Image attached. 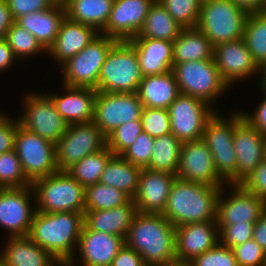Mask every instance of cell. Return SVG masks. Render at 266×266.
Returning a JSON list of instances; mask_svg holds the SVG:
<instances>
[{"instance_id": "cell-63", "label": "cell", "mask_w": 266, "mask_h": 266, "mask_svg": "<svg viewBox=\"0 0 266 266\" xmlns=\"http://www.w3.org/2000/svg\"><path fill=\"white\" fill-rule=\"evenodd\" d=\"M58 266H69L67 263H60Z\"/></svg>"}, {"instance_id": "cell-13", "label": "cell", "mask_w": 266, "mask_h": 266, "mask_svg": "<svg viewBox=\"0 0 266 266\" xmlns=\"http://www.w3.org/2000/svg\"><path fill=\"white\" fill-rule=\"evenodd\" d=\"M215 111L206 101L180 93L168 107L171 133L182 143L201 140Z\"/></svg>"}, {"instance_id": "cell-24", "label": "cell", "mask_w": 266, "mask_h": 266, "mask_svg": "<svg viewBox=\"0 0 266 266\" xmlns=\"http://www.w3.org/2000/svg\"><path fill=\"white\" fill-rule=\"evenodd\" d=\"M100 32L90 25L75 22L65 17L53 44L47 49L48 55L61 66L85 48Z\"/></svg>"}, {"instance_id": "cell-35", "label": "cell", "mask_w": 266, "mask_h": 266, "mask_svg": "<svg viewBox=\"0 0 266 266\" xmlns=\"http://www.w3.org/2000/svg\"><path fill=\"white\" fill-rule=\"evenodd\" d=\"M182 142L172 133L154 139L152 156L148 169L177 173Z\"/></svg>"}, {"instance_id": "cell-60", "label": "cell", "mask_w": 266, "mask_h": 266, "mask_svg": "<svg viewBox=\"0 0 266 266\" xmlns=\"http://www.w3.org/2000/svg\"><path fill=\"white\" fill-rule=\"evenodd\" d=\"M200 5H204L206 3L212 2L214 0H197Z\"/></svg>"}, {"instance_id": "cell-16", "label": "cell", "mask_w": 266, "mask_h": 266, "mask_svg": "<svg viewBox=\"0 0 266 266\" xmlns=\"http://www.w3.org/2000/svg\"><path fill=\"white\" fill-rule=\"evenodd\" d=\"M227 186L231 188V195L223 198L225 196L223 190H226ZM265 209L266 201L264 199L245 191L239 184H226V186H222L217 198L216 222L217 225L255 223Z\"/></svg>"}, {"instance_id": "cell-58", "label": "cell", "mask_w": 266, "mask_h": 266, "mask_svg": "<svg viewBox=\"0 0 266 266\" xmlns=\"http://www.w3.org/2000/svg\"><path fill=\"white\" fill-rule=\"evenodd\" d=\"M54 5L65 6L69 0H51Z\"/></svg>"}, {"instance_id": "cell-17", "label": "cell", "mask_w": 266, "mask_h": 266, "mask_svg": "<svg viewBox=\"0 0 266 266\" xmlns=\"http://www.w3.org/2000/svg\"><path fill=\"white\" fill-rule=\"evenodd\" d=\"M177 178L222 187L226 183L218 176L209 148L201 139L182 143Z\"/></svg>"}, {"instance_id": "cell-3", "label": "cell", "mask_w": 266, "mask_h": 266, "mask_svg": "<svg viewBox=\"0 0 266 266\" xmlns=\"http://www.w3.org/2000/svg\"><path fill=\"white\" fill-rule=\"evenodd\" d=\"M221 188L176 178L162 214L175 227L216 220Z\"/></svg>"}, {"instance_id": "cell-36", "label": "cell", "mask_w": 266, "mask_h": 266, "mask_svg": "<svg viewBox=\"0 0 266 266\" xmlns=\"http://www.w3.org/2000/svg\"><path fill=\"white\" fill-rule=\"evenodd\" d=\"M114 153L108 148L90 154L66 170L84 188L99 183L101 174Z\"/></svg>"}, {"instance_id": "cell-34", "label": "cell", "mask_w": 266, "mask_h": 266, "mask_svg": "<svg viewBox=\"0 0 266 266\" xmlns=\"http://www.w3.org/2000/svg\"><path fill=\"white\" fill-rule=\"evenodd\" d=\"M182 29L183 27L172 18L159 0H155L149 9L142 29L135 37L173 41Z\"/></svg>"}, {"instance_id": "cell-32", "label": "cell", "mask_w": 266, "mask_h": 266, "mask_svg": "<svg viewBox=\"0 0 266 266\" xmlns=\"http://www.w3.org/2000/svg\"><path fill=\"white\" fill-rule=\"evenodd\" d=\"M141 168L132 165L121 155H113L101 174L99 183L123 191L133 199L138 190Z\"/></svg>"}, {"instance_id": "cell-31", "label": "cell", "mask_w": 266, "mask_h": 266, "mask_svg": "<svg viewBox=\"0 0 266 266\" xmlns=\"http://www.w3.org/2000/svg\"><path fill=\"white\" fill-rule=\"evenodd\" d=\"M214 46L198 28H183L173 40V65L213 58Z\"/></svg>"}, {"instance_id": "cell-61", "label": "cell", "mask_w": 266, "mask_h": 266, "mask_svg": "<svg viewBox=\"0 0 266 266\" xmlns=\"http://www.w3.org/2000/svg\"><path fill=\"white\" fill-rule=\"evenodd\" d=\"M261 13L266 14V0H264V4L261 10Z\"/></svg>"}, {"instance_id": "cell-40", "label": "cell", "mask_w": 266, "mask_h": 266, "mask_svg": "<svg viewBox=\"0 0 266 266\" xmlns=\"http://www.w3.org/2000/svg\"><path fill=\"white\" fill-rule=\"evenodd\" d=\"M31 185L15 150L0 154V188H23Z\"/></svg>"}, {"instance_id": "cell-53", "label": "cell", "mask_w": 266, "mask_h": 266, "mask_svg": "<svg viewBox=\"0 0 266 266\" xmlns=\"http://www.w3.org/2000/svg\"><path fill=\"white\" fill-rule=\"evenodd\" d=\"M15 22L7 0H0V39H4L11 25Z\"/></svg>"}, {"instance_id": "cell-49", "label": "cell", "mask_w": 266, "mask_h": 266, "mask_svg": "<svg viewBox=\"0 0 266 266\" xmlns=\"http://www.w3.org/2000/svg\"><path fill=\"white\" fill-rule=\"evenodd\" d=\"M19 121L11 119L10 116L0 113V154L14 149L15 136Z\"/></svg>"}, {"instance_id": "cell-39", "label": "cell", "mask_w": 266, "mask_h": 266, "mask_svg": "<svg viewBox=\"0 0 266 266\" xmlns=\"http://www.w3.org/2000/svg\"><path fill=\"white\" fill-rule=\"evenodd\" d=\"M4 40L11 47L14 55L19 60L28 57L32 58V56L37 55L38 52H47L35 36L15 22L9 28Z\"/></svg>"}, {"instance_id": "cell-12", "label": "cell", "mask_w": 266, "mask_h": 266, "mask_svg": "<svg viewBox=\"0 0 266 266\" xmlns=\"http://www.w3.org/2000/svg\"><path fill=\"white\" fill-rule=\"evenodd\" d=\"M24 99V110L22 116L18 117L20 126L56 144L69 125L51 98L48 94L31 92Z\"/></svg>"}, {"instance_id": "cell-2", "label": "cell", "mask_w": 266, "mask_h": 266, "mask_svg": "<svg viewBox=\"0 0 266 266\" xmlns=\"http://www.w3.org/2000/svg\"><path fill=\"white\" fill-rule=\"evenodd\" d=\"M83 225V213L36 211L28 236L60 263L77 266L73 254L76 252L75 247L78 244Z\"/></svg>"}, {"instance_id": "cell-45", "label": "cell", "mask_w": 266, "mask_h": 266, "mask_svg": "<svg viewBox=\"0 0 266 266\" xmlns=\"http://www.w3.org/2000/svg\"><path fill=\"white\" fill-rule=\"evenodd\" d=\"M219 242L231 249L253 239L254 223H234L231 225H217Z\"/></svg>"}, {"instance_id": "cell-37", "label": "cell", "mask_w": 266, "mask_h": 266, "mask_svg": "<svg viewBox=\"0 0 266 266\" xmlns=\"http://www.w3.org/2000/svg\"><path fill=\"white\" fill-rule=\"evenodd\" d=\"M243 39L258 66L266 65V14H248Z\"/></svg>"}, {"instance_id": "cell-47", "label": "cell", "mask_w": 266, "mask_h": 266, "mask_svg": "<svg viewBox=\"0 0 266 266\" xmlns=\"http://www.w3.org/2000/svg\"><path fill=\"white\" fill-rule=\"evenodd\" d=\"M238 266H266V252L251 239L233 248Z\"/></svg>"}, {"instance_id": "cell-22", "label": "cell", "mask_w": 266, "mask_h": 266, "mask_svg": "<svg viewBox=\"0 0 266 266\" xmlns=\"http://www.w3.org/2000/svg\"><path fill=\"white\" fill-rule=\"evenodd\" d=\"M265 137L244 118L234 127L233 145L237 160V184L266 158Z\"/></svg>"}, {"instance_id": "cell-52", "label": "cell", "mask_w": 266, "mask_h": 266, "mask_svg": "<svg viewBox=\"0 0 266 266\" xmlns=\"http://www.w3.org/2000/svg\"><path fill=\"white\" fill-rule=\"evenodd\" d=\"M264 95V96H263ZM263 100L260 102L254 113L248 114L241 112L243 118L260 133L266 136V94H263Z\"/></svg>"}, {"instance_id": "cell-11", "label": "cell", "mask_w": 266, "mask_h": 266, "mask_svg": "<svg viewBox=\"0 0 266 266\" xmlns=\"http://www.w3.org/2000/svg\"><path fill=\"white\" fill-rule=\"evenodd\" d=\"M14 150L26 178L31 183L59 171L56 165L55 144L20 125L17 127Z\"/></svg>"}, {"instance_id": "cell-41", "label": "cell", "mask_w": 266, "mask_h": 266, "mask_svg": "<svg viewBox=\"0 0 266 266\" xmlns=\"http://www.w3.org/2000/svg\"><path fill=\"white\" fill-rule=\"evenodd\" d=\"M183 28H197L201 5L197 0H159Z\"/></svg>"}, {"instance_id": "cell-38", "label": "cell", "mask_w": 266, "mask_h": 266, "mask_svg": "<svg viewBox=\"0 0 266 266\" xmlns=\"http://www.w3.org/2000/svg\"><path fill=\"white\" fill-rule=\"evenodd\" d=\"M130 199L121 190L96 183L85 188V211L109 210L126 204Z\"/></svg>"}, {"instance_id": "cell-42", "label": "cell", "mask_w": 266, "mask_h": 266, "mask_svg": "<svg viewBox=\"0 0 266 266\" xmlns=\"http://www.w3.org/2000/svg\"><path fill=\"white\" fill-rule=\"evenodd\" d=\"M143 132L141 120H133L115 128L107 135V147L114 155H121Z\"/></svg>"}, {"instance_id": "cell-43", "label": "cell", "mask_w": 266, "mask_h": 266, "mask_svg": "<svg viewBox=\"0 0 266 266\" xmlns=\"http://www.w3.org/2000/svg\"><path fill=\"white\" fill-rule=\"evenodd\" d=\"M141 122L143 132L153 138L171 134V125L168 109L143 107Z\"/></svg>"}, {"instance_id": "cell-19", "label": "cell", "mask_w": 266, "mask_h": 266, "mask_svg": "<svg viewBox=\"0 0 266 266\" xmlns=\"http://www.w3.org/2000/svg\"><path fill=\"white\" fill-rule=\"evenodd\" d=\"M155 0H114L109 21L100 32L116 39L128 41L138 35Z\"/></svg>"}, {"instance_id": "cell-55", "label": "cell", "mask_w": 266, "mask_h": 266, "mask_svg": "<svg viewBox=\"0 0 266 266\" xmlns=\"http://www.w3.org/2000/svg\"><path fill=\"white\" fill-rule=\"evenodd\" d=\"M253 239L266 252V209L254 223Z\"/></svg>"}, {"instance_id": "cell-46", "label": "cell", "mask_w": 266, "mask_h": 266, "mask_svg": "<svg viewBox=\"0 0 266 266\" xmlns=\"http://www.w3.org/2000/svg\"><path fill=\"white\" fill-rule=\"evenodd\" d=\"M188 264L190 266H238L233 249L220 242Z\"/></svg>"}, {"instance_id": "cell-29", "label": "cell", "mask_w": 266, "mask_h": 266, "mask_svg": "<svg viewBox=\"0 0 266 266\" xmlns=\"http://www.w3.org/2000/svg\"><path fill=\"white\" fill-rule=\"evenodd\" d=\"M65 17V7L54 5L47 10L22 15L15 20V23L35 36L47 50L56 39Z\"/></svg>"}, {"instance_id": "cell-44", "label": "cell", "mask_w": 266, "mask_h": 266, "mask_svg": "<svg viewBox=\"0 0 266 266\" xmlns=\"http://www.w3.org/2000/svg\"><path fill=\"white\" fill-rule=\"evenodd\" d=\"M154 139L148 133L142 132L121 156L134 166L147 168L152 156Z\"/></svg>"}, {"instance_id": "cell-54", "label": "cell", "mask_w": 266, "mask_h": 266, "mask_svg": "<svg viewBox=\"0 0 266 266\" xmlns=\"http://www.w3.org/2000/svg\"><path fill=\"white\" fill-rule=\"evenodd\" d=\"M18 60L13 53L11 47L6 43L4 39H0V72L3 73L8 70L11 65Z\"/></svg>"}, {"instance_id": "cell-57", "label": "cell", "mask_w": 266, "mask_h": 266, "mask_svg": "<svg viewBox=\"0 0 266 266\" xmlns=\"http://www.w3.org/2000/svg\"><path fill=\"white\" fill-rule=\"evenodd\" d=\"M260 88H261V92L266 94V65L260 67Z\"/></svg>"}, {"instance_id": "cell-33", "label": "cell", "mask_w": 266, "mask_h": 266, "mask_svg": "<svg viewBox=\"0 0 266 266\" xmlns=\"http://www.w3.org/2000/svg\"><path fill=\"white\" fill-rule=\"evenodd\" d=\"M113 3L114 0H69L64 6L65 16L101 32L109 21Z\"/></svg>"}, {"instance_id": "cell-7", "label": "cell", "mask_w": 266, "mask_h": 266, "mask_svg": "<svg viewBox=\"0 0 266 266\" xmlns=\"http://www.w3.org/2000/svg\"><path fill=\"white\" fill-rule=\"evenodd\" d=\"M172 72L181 94L197 97L211 106L217 97L220 98L226 89H230L213 58L173 65Z\"/></svg>"}, {"instance_id": "cell-9", "label": "cell", "mask_w": 266, "mask_h": 266, "mask_svg": "<svg viewBox=\"0 0 266 266\" xmlns=\"http://www.w3.org/2000/svg\"><path fill=\"white\" fill-rule=\"evenodd\" d=\"M247 16L231 0H214L201 5L197 28L216 46L243 38Z\"/></svg>"}, {"instance_id": "cell-59", "label": "cell", "mask_w": 266, "mask_h": 266, "mask_svg": "<svg viewBox=\"0 0 266 266\" xmlns=\"http://www.w3.org/2000/svg\"><path fill=\"white\" fill-rule=\"evenodd\" d=\"M155 266H186V263L176 261L171 264H163V265H155Z\"/></svg>"}, {"instance_id": "cell-62", "label": "cell", "mask_w": 266, "mask_h": 266, "mask_svg": "<svg viewBox=\"0 0 266 266\" xmlns=\"http://www.w3.org/2000/svg\"><path fill=\"white\" fill-rule=\"evenodd\" d=\"M0 266H6L1 257H0Z\"/></svg>"}, {"instance_id": "cell-5", "label": "cell", "mask_w": 266, "mask_h": 266, "mask_svg": "<svg viewBox=\"0 0 266 266\" xmlns=\"http://www.w3.org/2000/svg\"><path fill=\"white\" fill-rule=\"evenodd\" d=\"M142 78L135 48L128 41H117L101 67L97 91L137 93Z\"/></svg>"}, {"instance_id": "cell-10", "label": "cell", "mask_w": 266, "mask_h": 266, "mask_svg": "<svg viewBox=\"0 0 266 266\" xmlns=\"http://www.w3.org/2000/svg\"><path fill=\"white\" fill-rule=\"evenodd\" d=\"M107 147V136L93 122L70 124L55 144L56 165L66 171L74 163Z\"/></svg>"}, {"instance_id": "cell-56", "label": "cell", "mask_w": 266, "mask_h": 266, "mask_svg": "<svg viewBox=\"0 0 266 266\" xmlns=\"http://www.w3.org/2000/svg\"><path fill=\"white\" fill-rule=\"evenodd\" d=\"M238 8L247 14L259 13L262 10L264 0H231Z\"/></svg>"}, {"instance_id": "cell-8", "label": "cell", "mask_w": 266, "mask_h": 266, "mask_svg": "<svg viewBox=\"0 0 266 266\" xmlns=\"http://www.w3.org/2000/svg\"><path fill=\"white\" fill-rule=\"evenodd\" d=\"M116 42V39L100 33L79 53L61 65L62 84L97 90L101 67Z\"/></svg>"}, {"instance_id": "cell-28", "label": "cell", "mask_w": 266, "mask_h": 266, "mask_svg": "<svg viewBox=\"0 0 266 266\" xmlns=\"http://www.w3.org/2000/svg\"><path fill=\"white\" fill-rule=\"evenodd\" d=\"M7 239L6 246L0 253L6 266H58L60 264L29 236H8Z\"/></svg>"}, {"instance_id": "cell-6", "label": "cell", "mask_w": 266, "mask_h": 266, "mask_svg": "<svg viewBox=\"0 0 266 266\" xmlns=\"http://www.w3.org/2000/svg\"><path fill=\"white\" fill-rule=\"evenodd\" d=\"M231 115L226 120L215 111L207 120L202 137L212 154L218 176L229 185L237 184V160L233 135L234 127L243 119L239 111Z\"/></svg>"}, {"instance_id": "cell-15", "label": "cell", "mask_w": 266, "mask_h": 266, "mask_svg": "<svg viewBox=\"0 0 266 266\" xmlns=\"http://www.w3.org/2000/svg\"><path fill=\"white\" fill-rule=\"evenodd\" d=\"M35 197L31 185L23 188H0V226L10 237L28 236L36 208L31 206Z\"/></svg>"}, {"instance_id": "cell-20", "label": "cell", "mask_w": 266, "mask_h": 266, "mask_svg": "<svg viewBox=\"0 0 266 266\" xmlns=\"http://www.w3.org/2000/svg\"><path fill=\"white\" fill-rule=\"evenodd\" d=\"M175 232L178 262L190 263L219 243L216 220L180 225L175 227Z\"/></svg>"}, {"instance_id": "cell-25", "label": "cell", "mask_w": 266, "mask_h": 266, "mask_svg": "<svg viewBox=\"0 0 266 266\" xmlns=\"http://www.w3.org/2000/svg\"><path fill=\"white\" fill-rule=\"evenodd\" d=\"M128 42L136 50L143 77L160 75L172 70L173 41L134 37Z\"/></svg>"}, {"instance_id": "cell-51", "label": "cell", "mask_w": 266, "mask_h": 266, "mask_svg": "<svg viewBox=\"0 0 266 266\" xmlns=\"http://www.w3.org/2000/svg\"><path fill=\"white\" fill-rule=\"evenodd\" d=\"M111 266H147L140 254L134 249L123 245L112 261Z\"/></svg>"}, {"instance_id": "cell-4", "label": "cell", "mask_w": 266, "mask_h": 266, "mask_svg": "<svg viewBox=\"0 0 266 266\" xmlns=\"http://www.w3.org/2000/svg\"><path fill=\"white\" fill-rule=\"evenodd\" d=\"M36 211L85 213V188L68 172L57 171L31 183Z\"/></svg>"}, {"instance_id": "cell-26", "label": "cell", "mask_w": 266, "mask_h": 266, "mask_svg": "<svg viewBox=\"0 0 266 266\" xmlns=\"http://www.w3.org/2000/svg\"><path fill=\"white\" fill-rule=\"evenodd\" d=\"M63 91L61 96L57 93L48 96L68 125L93 121L97 90L63 85Z\"/></svg>"}, {"instance_id": "cell-23", "label": "cell", "mask_w": 266, "mask_h": 266, "mask_svg": "<svg viewBox=\"0 0 266 266\" xmlns=\"http://www.w3.org/2000/svg\"><path fill=\"white\" fill-rule=\"evenodd\" d=\"M125 244L121 236L89 230L83 225L77 244L79 262L83 266H111Z\"/></svg>"}, {"instance_id": "cell-30", "label": "cell", "mask_w": 266, "mask_h": 266, "mask_svg": "<svg viewBox=\"0 0 266 266\" xmlns=\"http://www.w3.org/2000/svg\"><path fill=\"white\" fill-rule=\"evenodd\" d=\"M179 94L172 70L160 75L144 76L137 90L143 107L150 108L168 109Z\"/></svg>"}, {"instance_id": "cell-27", "label": "cell", "mask_w": 266, "mask_h": 266, "mask_svg": "<svg viewBox=\"0 0 266 266\" xmlns=\"http://www.w3.org/2000/svg\"><path fill=\"white\" fill-rule=\"evenodd\" d=\"M137 213L133 199L109 210L85 211L84 225L93 231L121 236L125 239Z\"/></svg>"}, {"instance_id": "cell-1", "label": "cell", "mask_w": 266, "mask_h": 266, "mask_svg": "<svg viewBox=\"0 0 266 266\" xmlns=\"http://www.w3.org/2000/svg\"><path fill=\"white\" fill-rule=\"evenodd\" d=\"M124 240L147 266L177 261L175 226L163 214L137 212Z\"/></svg>"}, {"instance_id": "cell-48", "label": "cell", "mask_w": 266, "mask_h": 266, "mask_svg": "<svg viewBox=\"0 0 266 266\" xmlns=\"http://www.w3.org/2000/svg\"><path fill=\"white\" fill-rule=\"evenodd\" d=\"M239 185L266 201V158Z\"/></svg>"}, {"instance_id": "cell-50", "label": "cell", "mask_w": 266, "mask_h": 266, "mask_svg": "<svg viewBox=\"0 0 266 266\" xmlns=\"http://www.w3.org/2000/svg\"><path fill=\"white\" fill-rule=\"evenodd\" d=\"M13 19L31 12L50 9L54 6L51 0H7Z\"/></svg>"}, {"instance_id": "cell-18", "label": "cell", "mask_w": 266, "mask_h": 266, "mask_svg": "<svg viewBox=\"0 0 266 266\" xmlns=\"http://www.w3.org/2000/svg\"><path fill=\"white\" fill-rule=\"evenodd\" d=\"M213 59L222 79L229 87L246 77L260 73V67L247 49L243 38L214 46Z\"/></svg>"}, {"instance_id": "cell-14", "label": "cell", "mask_w": 266, "mask_h": 266, "mask_svg": "<svg viewBox=\"0 0 266 266\" xmlns=\"http://www.w3.org/2000/svg\"><path fill=\"white\" fill-rule=\"evenodd\" d=\"M143 104L137 93L97 91L93 122L107 136L126 122L141 120Z\"/></svg>"}, {"instance_id": "cell-21", "label": "cell", "mask_w": 266, "mask_h": 266, "mask_svg": "<svg viewBox=\"0 0 266 266\" xmlns=\"http://www.w3.org/2000/svg\"><path fill=\"white\" fill-rule=\"evenodd\" d=\"M176 174L141 169L138 190L133 198L137 212L162 214Z\"/></svg>"}]
</instances>
